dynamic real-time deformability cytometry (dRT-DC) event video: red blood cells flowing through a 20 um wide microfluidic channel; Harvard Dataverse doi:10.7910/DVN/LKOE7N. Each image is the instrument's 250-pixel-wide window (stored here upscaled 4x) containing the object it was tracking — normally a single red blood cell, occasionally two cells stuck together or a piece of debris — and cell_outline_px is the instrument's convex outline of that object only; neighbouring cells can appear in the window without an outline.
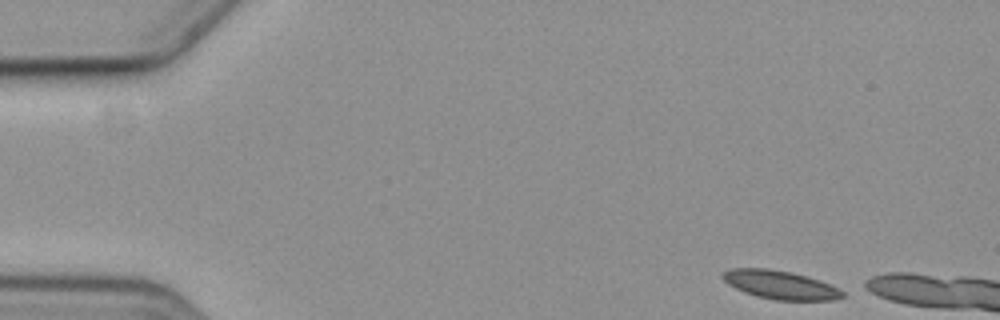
{"species": "common noctule bat (a hibernating species)", "species_latin": "Nyctalus noctula", "temperature_condition": "cold", "stored_images_in_passage": 10, "camera_frame_rate_fps": 3000, "um_per_image_px": 0.085, "animal": {"sex": "female", "body_mass_g": 19.3, "forearm_length_mm": 54.1}, "frame": {"image": 1, "passage_image": 1, "time_ms": 0.0, "image_size_px": [1000, 320], "cell_outline_px": [[844, 296], [832, 300], [776, 300], [756, 296], [744, 292], [728, 284], [720, 276], [728, 268], [768, 268], [792, 272], [808, 276], [820, 280], [840, 288], [844, 292]], "centroid_in_image_um": [66.32, 24.2], "position_along_channel_um": 18.7, "area_um2": 20.06}}